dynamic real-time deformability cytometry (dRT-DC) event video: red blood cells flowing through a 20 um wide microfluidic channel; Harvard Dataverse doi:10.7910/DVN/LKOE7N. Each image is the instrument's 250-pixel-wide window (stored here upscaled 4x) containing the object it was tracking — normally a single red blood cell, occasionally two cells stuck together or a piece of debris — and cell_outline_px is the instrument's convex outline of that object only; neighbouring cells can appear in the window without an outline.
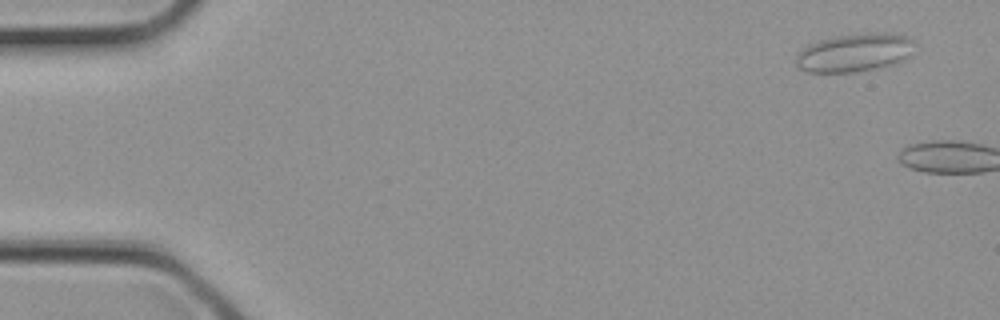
{"species": "common noctule bat (a hibernating species)", "species_latin": "Nyctalus noctula", "temperature_condition": "cold", "stored_images_in_passage": 2, "camera_frame_rate_fps": 3000, "um_per_image_px": 0.085, "animal": {"sex": "female", "body_mass_g": 21.9}, "frame": {"image": 1, "passage_image": 2, "time_ms": 0.333, "image_size_px": [1000, 320], "cell_outline_px": [[916, 52], [908, 60], [876, 68], [852, 72], [804, 72], [796, 64], [796, 56], [808, 44], [820, 40], [836, 36], [864, 32], [896, 32], [908, 36], [916, 40]], "centroid_in_image_um": [72.77, 4.44], "position_along_channel_um": 12.2, "area_um2": 27.28}}